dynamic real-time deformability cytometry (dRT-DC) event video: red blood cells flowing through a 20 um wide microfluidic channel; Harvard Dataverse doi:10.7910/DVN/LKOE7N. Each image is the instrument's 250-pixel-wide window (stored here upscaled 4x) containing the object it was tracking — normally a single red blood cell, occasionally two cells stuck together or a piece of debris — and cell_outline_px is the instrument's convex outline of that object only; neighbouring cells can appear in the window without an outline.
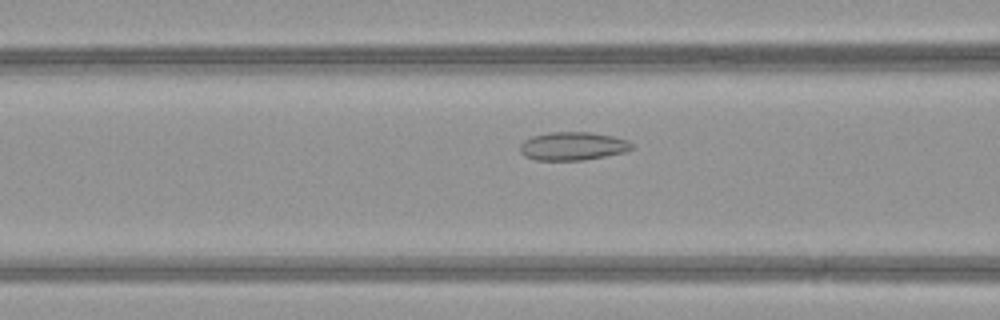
{"species": "common noctule bat (a hibernating species)", "species_latin": "Nyctalus noctula", "temperature_condition": "warm", "stored_images_in_passage": 50, "camera_frame_rate_fps": 3000, "um_per_image_px": 0.085, "animal": {"sex": "female", "body_mass_g": 21.9}, "frame": {"image": 1, "passage_image": 21, "time_ms": 6.667, "image_size_px": [1000, 320], "cell_outline_px": [[632, 148], [624, 152], [584, 160], [536, 160], [524, 156], [520, 152], [520, 144], [524, 140], [532, 136], [548, 132], [592, 132], [612, 136], [628, 140], [632, 144]], "centroid_in_image_um": [48.65, 12.41], "position_along_channel_um": 117.9, "area_um2": 18.44}}
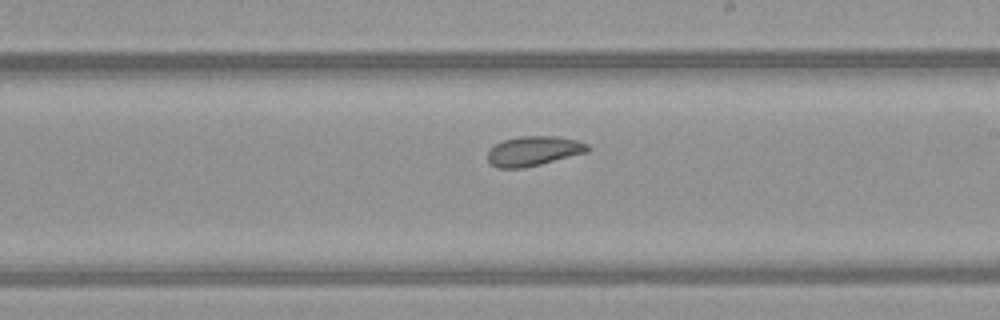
{"frame": {"image": 2, "passage_image": 30, "time_ms": 9.667, "image_size_px": [1000, 320], "cell_outline_px": [[592, 148], [588, 152], [524, 168], [496, 168], [488, 160], [488, 148], [504, 140], [520, 136], [560, 136], [576, 140], [588, 144]], "centroid_in_image_um": [45.37, 12.83], "position_along_channel_um": 243.6, "area_um2": 17.4}}
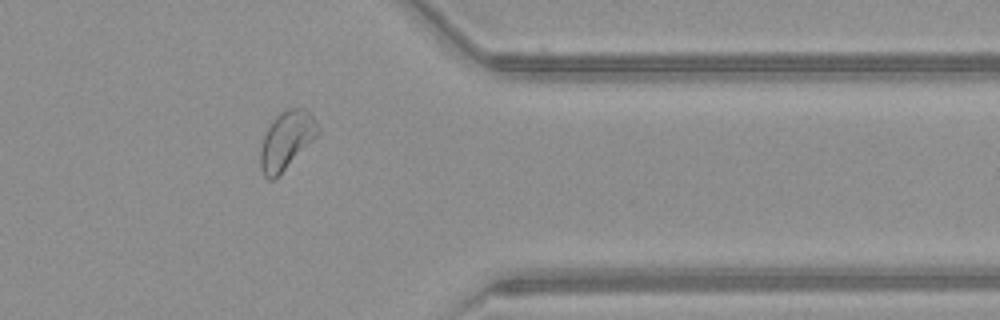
{"frame": {"image": 3, "passage_image": 41, "time_ms": 13.333, "image_size_px": [1000, 320], "cell_outline_px": [[320, 132], [272, 180], [268, 180], [264, 176], [260, 168], [260, 148], [264, 136], [272, 120], [280, 112], [288, 108], [304, 108], [312, 116], [320, 128]], "centroid_in_image_um": [24.32, 11.89], "position_along_channel_um": 387.1, "area_um2": 18.84}, "authors_computed_cell_mechanics": {"area_um2": 20.4323, "velocity_mm_per_s": 4.1861, "shape_relaxation_time_tau1_ms": 6.3639, "shape_relaxation_time_tau2_ms": 4.7838, "deformation_change_tau1": 0.0916, "deformation_change_tau2": 0.0833}}